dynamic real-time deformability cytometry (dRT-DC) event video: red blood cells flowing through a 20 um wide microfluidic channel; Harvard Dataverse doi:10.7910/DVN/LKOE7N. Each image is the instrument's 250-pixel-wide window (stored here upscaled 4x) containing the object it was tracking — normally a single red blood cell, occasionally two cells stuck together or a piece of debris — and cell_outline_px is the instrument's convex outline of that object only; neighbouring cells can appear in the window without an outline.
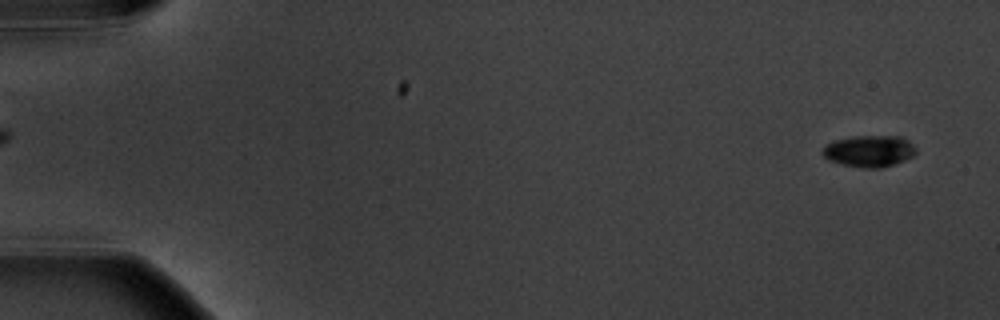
{"species": "common noctule bat (a hibernating species)", "species_latin": "Nyctalus noctula", "temperature_condition": "warm", "stored_images_in_passage": 9, "camera_frame_rate_fps": 3000, "um_per_image_px": 0.085, "animal": {"sex": "male", "body_mass_g": 20.1, "forearm_length_mm": 53.5}, "frame": {"image": 1, "passage_image": 1, "time_ms": 0.0, "image_size_px": [1000, 320], "cell_outline_px": [[916, 152], [912, 156], [904, 160], [880, 168], [864, 168], [840, 164], [828, 160], [820, 152], [824, 144], [836, 140], [852, 136], [900, 136], [908, 140], [916, 148]], "centroid_in_image_um": [73.84, 12.84], "position_along_channel_um": 11.2, "area_um2": 17.28}}
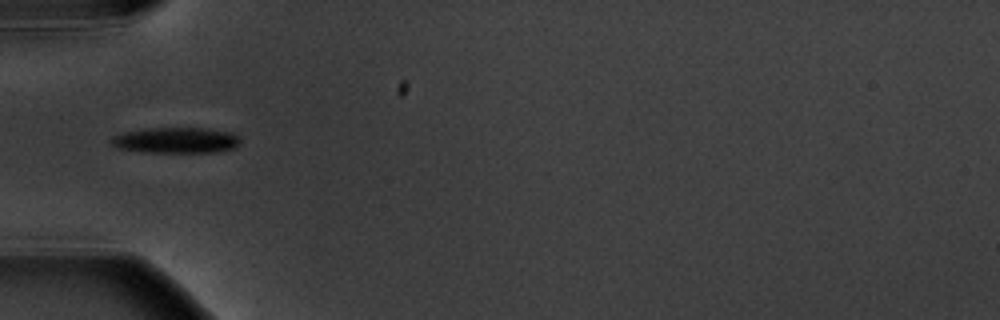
{"frame": {"image": 2, "passage_image": 6, "time_ms": 5.667, "image_size_px": [1000, 320], "cell_outline_px": [[240, 144], [236, 148], [216, 152], [144, 152], [116, 148], [112, 144], [112, 136], [124, 132], [148, 128], [204, 128], [232, 132], [240, 136]], "centroid_in_image_um": [15.01, 11.92], "position_along_channel_um": 70.0, "area_um2": 19.54}}
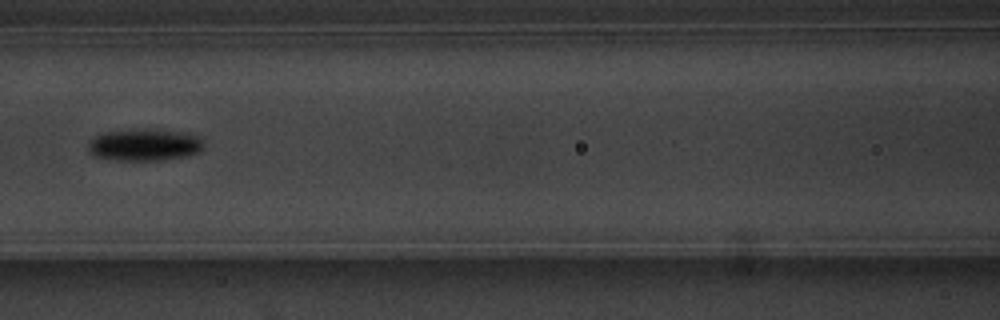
{"frame": {"image": 3, "passage_image": 8, "time_ms": 8.0, "image_size_px": [1000, 320], "cell_outline_px": [[204, 148], [200, 152], [188, 156], [160, 160], [116, 160], [96, 156], [88, 152], [88, 144], [96, 136], [104, 132], [144, 128], [192, 132], [200, 136], [204, 144]], "centroid_in_image_um": [12.37, 12.29], "position_along_channel_um": 154.2, "area_um2": 21.96}}